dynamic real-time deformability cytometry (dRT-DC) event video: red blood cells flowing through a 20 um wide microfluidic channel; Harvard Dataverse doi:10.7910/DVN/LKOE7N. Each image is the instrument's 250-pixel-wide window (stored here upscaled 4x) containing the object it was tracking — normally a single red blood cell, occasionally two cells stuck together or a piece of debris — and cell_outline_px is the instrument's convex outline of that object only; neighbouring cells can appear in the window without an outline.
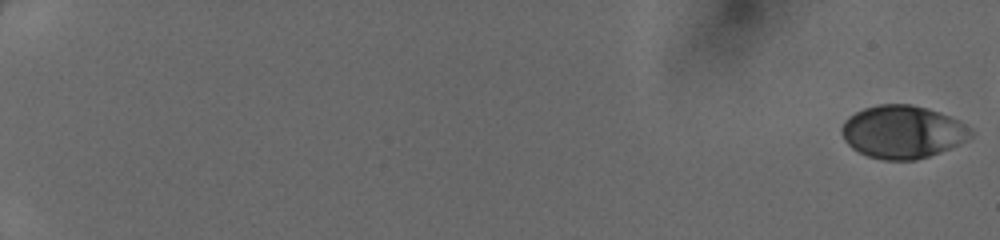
{"species": "human", "species_latin": "Homo sapiens", "temperature_condition": "cold", "stored_images_in_passage": 49, "camera_frame_rate_fps": 3000, "um_per_image_px": 0.085, "donor": {"sex": "female"}, "frame": {"image": 1, "passage_image": 1, "time_ms": 0.0, "image_size_px": [1000, 240], "cell_outline_px": [[972, 136], [940, 152], [916, 160], [884, 160], [868, 156], [852, 148], [844, 140], [840, 132], [840, 128], [844, 120], [856, 112], [864, 108], [880, 104], [912, 104], [948, 116], [972, 128]], "centroid_in_image_um": [76.66, 11.21], "position_along_channel_um": 8.3, "area_um2": 39.36}}
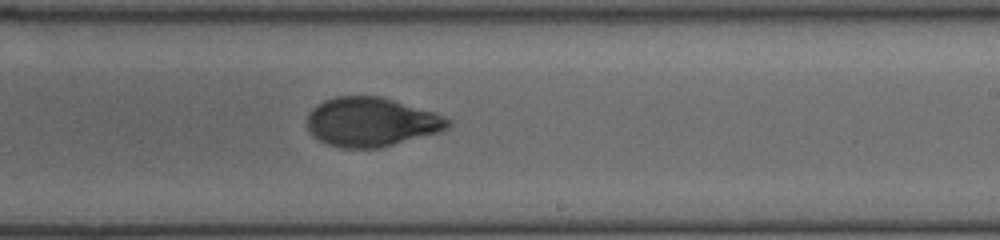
{"frame": {"image": 2, "passage_image": 34, "time_ms": 11.0, "image_size_px": [1000, 240], "cell_outline_px": [[452, 124], [444, 132], [380, 148], [340, 148], [328, 144], [312, 136], [308, 128], [308, 112], [312, 108], [324, 100], [336, 96], [380, 96], [436, 112], [452, 120]], "centroid_in_image_um": [31.62, 10.38], "position_along_channel_um": 257.4, "area_um2": 40.86}}
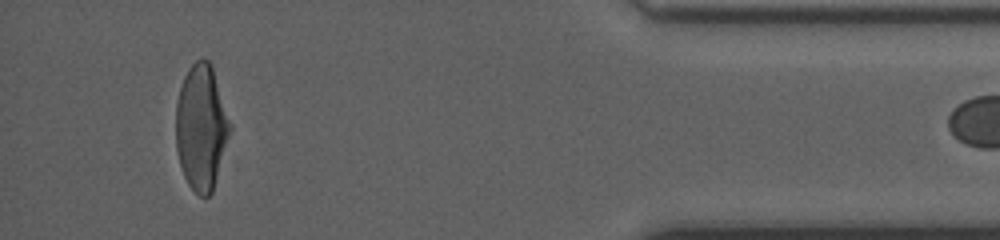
{"frame": {"image": 3, "passage_image": 48, "time_ms": 15.667, "image_size_px": [1000, 240], "cell_outline_px": [[232, 128], [212, 192], [208, 196], [200, 196], [188, 184], [184, 176], [180, 164], [176, 148], [176, 104], [180, 88], [184, 76], [188, 68], [196, 60], [208, 60], [212, 64], [232, 124]], "centroid_in_image_um": [17.12, 10.8], "position_along_channel_um": 418.1, "area_um2": 39.65}}